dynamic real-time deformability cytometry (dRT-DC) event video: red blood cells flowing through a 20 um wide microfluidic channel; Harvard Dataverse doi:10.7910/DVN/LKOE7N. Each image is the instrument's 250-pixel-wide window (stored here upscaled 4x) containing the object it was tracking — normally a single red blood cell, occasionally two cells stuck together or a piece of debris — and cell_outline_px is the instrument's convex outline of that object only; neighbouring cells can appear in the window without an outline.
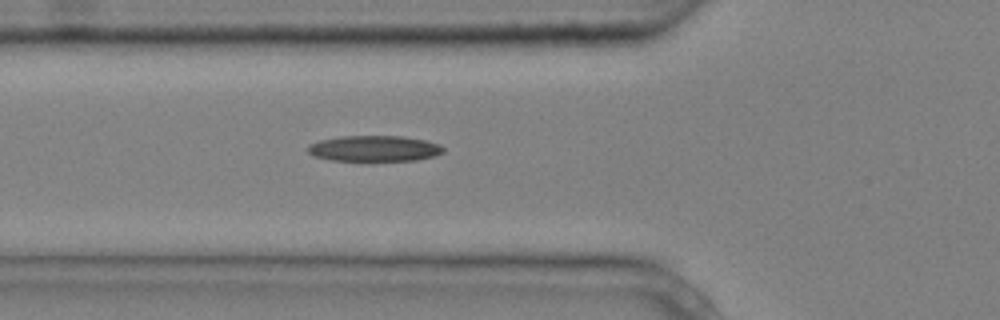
{"species": "common noctule bat (a hibernating species)", "species_latin": "Nyctalus noctula", "temperature_condition": "cold", "stored_images_in_passage": 2, "camera_frame_rate_fps": 3000, "um_per_image_px": 0.085, "animal": {"sex": "male", "body_mass_g": 20.4}, "frame": {"image": 1, "passage_image": 2, "time_ms": 0.333, "image_size_px": [1000, 320], "cell_outline_px": [[444, 152], [436, 156], [416, 160], [328, 160], [312, 156], [308, 152], [308, 144], [320, 140], [340, 136], [404, 136], [424, 140], [440, 144], [444, 148]], "centroid_in_image_um": [31.81, 12.62], "position_along_channel_um": 94.0, "area_um2": 20.46}}